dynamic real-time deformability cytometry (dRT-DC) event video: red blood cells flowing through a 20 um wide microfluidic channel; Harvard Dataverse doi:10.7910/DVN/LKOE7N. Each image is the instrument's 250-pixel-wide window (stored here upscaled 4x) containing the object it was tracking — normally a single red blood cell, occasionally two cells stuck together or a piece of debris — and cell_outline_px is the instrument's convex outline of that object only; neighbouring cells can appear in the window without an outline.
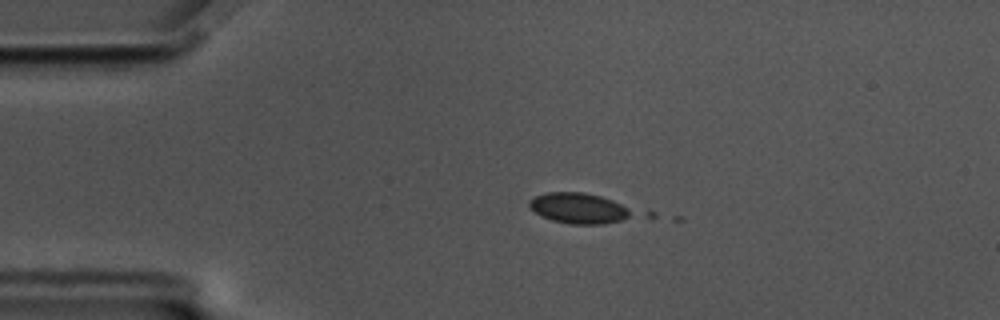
{"species": "common noctule bat (a hibernating species)", "species_latin": "Nyctalus noctula", "temperature_condition": "cold", "stored_images_in_passage": 13, "camera_frame_rate_fps": 3000, "um_per_image_px": 0.085, "animal": {"sex": "male", "body_mass_g": 17.5, "forearm_length_mm": 52.3}, "frame": {"image": 1, "passage_image": 12, "time_ms": 3.667, "image_size_px": [1000, 320], "cell_outline_px": [[636, 212], [620, 220], [600, 224], [568, 224], [552, 220], [540, 216], [528, 208], [528, 200], [536, 196], [548, 192], [584, 192], [600, 196], [612, 200]], "centroid_in_image_um": [49.12, 17.69], "position_along_channel_um": 35.9, "area_um2": 18.26}}